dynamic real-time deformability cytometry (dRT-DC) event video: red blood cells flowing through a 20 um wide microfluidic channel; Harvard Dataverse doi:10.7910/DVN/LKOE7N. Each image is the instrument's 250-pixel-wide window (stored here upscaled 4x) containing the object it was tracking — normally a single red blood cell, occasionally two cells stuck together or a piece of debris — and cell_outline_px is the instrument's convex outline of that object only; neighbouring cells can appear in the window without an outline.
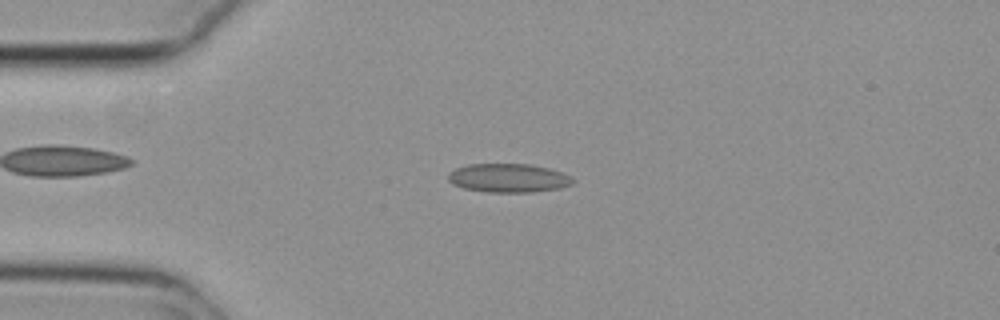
{"species": "common noctule bat (a hibernating species)", "species_latin": "Nyctalus noctula", "temperature_condition": "cold", "stored_images_in_passage": 54, "camera_frame_rate_fps": 3000, "um_per_image_px": 0.085, "animal": {"sex": "female", "body_mass_g": 29.2, "forearm_length_mm": 56.3}, "frame": {"image": 1, "passage_image": 13, "time_ms": 4.0, "image_size_px": [1000, 320], "cell_outline_px": [[576, 180], [572, 184], [560, 188], [532, 192], [488, 192], [464, 188], [452, 184], [448, 180], [448, 172], [456, 168], [468, 164], [532, 164], [548, 168], [560, 172]], "centroid_in_image_um": [43.19, 15.13], "position_along_channel_um": 41.8, "area_um2": 20.87}}
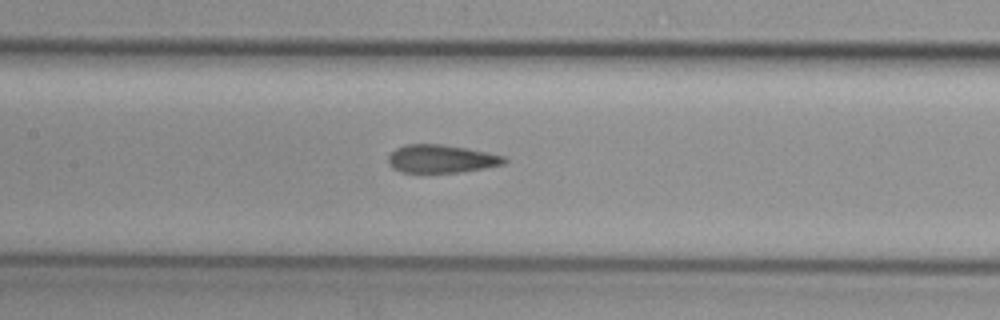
{"frame": {"image": 2, "passage_image": 25, "time_ms": 8.0, "image_size_px": [1000, 320], "cell_outline_px": [[508, 160], [504, 164], [484, 168], [460, 172], [400, 172], [392, 168], [388, 164], [388, 156], [396, 148], [408, 144], [440, 144], [464, 148], [504, 156]], "centroid_in_image_um": [37.47, 13.5], "position_along_channel_um": 169.9, "area_um2": 18.79}}
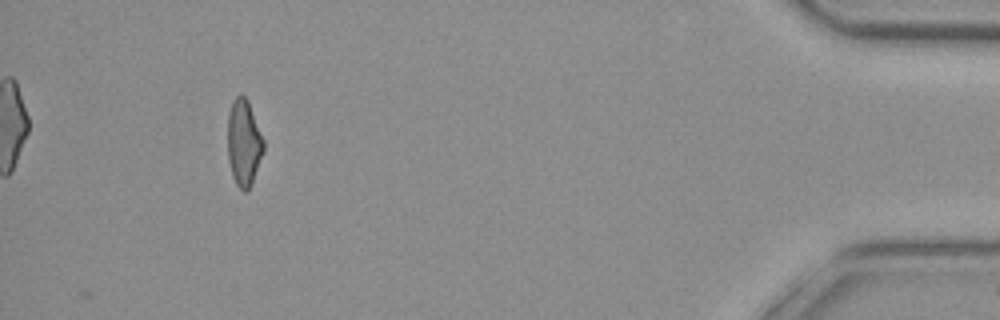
{"frame": {"image": 3, "passage_image": 50, "time_ms": 16.333, "image_size_px": [1000, 320], "cell_outline_px": [[264, 152], [252, 184], [248, 192], [244, 192], [236, 184], [232, 176], [228, 160], [228, 112], [232, 100], [240, 92], [248, 100], [264, 140]], "centroid_in_image_um": [20.72, 12.14], "position_along_channel_um": 414.5, "area_um2": 18.44}, "authors_computed_cell_mechanics": {"area_um2": 19.6809, "velocity_mm_per_s": 3.7813, "shape_relaxation_time_tau1_ms": null, "shape_relaxation_time_tau2_ms": 1.6107, "deformation_change_tau1": null, "deformation_change_tau2": 0.0596}}